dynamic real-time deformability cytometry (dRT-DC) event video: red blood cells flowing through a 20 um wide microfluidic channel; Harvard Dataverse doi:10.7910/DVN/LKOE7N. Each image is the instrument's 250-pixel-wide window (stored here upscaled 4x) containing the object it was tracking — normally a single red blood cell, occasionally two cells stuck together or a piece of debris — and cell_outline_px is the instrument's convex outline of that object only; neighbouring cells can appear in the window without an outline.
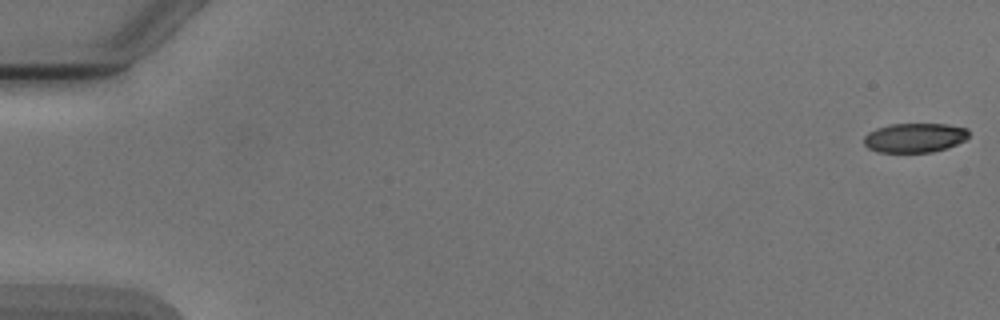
{"species": "Egyptian fruit bat (a non-hibernating species)", "species_latin": "Rousettus aegyptiacus", "temperature_condition": "cold", "stored_images_in_passage": 6, "camera_frame_rate_fps": 3000, "um_per_image_px": 0.085, "animal": {"sex": "male"}, "frame": {"image": 1, "passage_image": 1, "time_ms": 0.0, "image_size_px": [1000, 320], "cell_outline_px": [[968, 136], [964, 140], [948, 148], [932, 152], [876, 152], [868, 148], [864, 144], [864, 136], [868, 132], [876, 128], [892, 124], [948, 124], [968, 128]], "centroid_in_image_um": [77.74, 11.71], "position_along_channel_um": 7.3, "area_um2": 18.03}}